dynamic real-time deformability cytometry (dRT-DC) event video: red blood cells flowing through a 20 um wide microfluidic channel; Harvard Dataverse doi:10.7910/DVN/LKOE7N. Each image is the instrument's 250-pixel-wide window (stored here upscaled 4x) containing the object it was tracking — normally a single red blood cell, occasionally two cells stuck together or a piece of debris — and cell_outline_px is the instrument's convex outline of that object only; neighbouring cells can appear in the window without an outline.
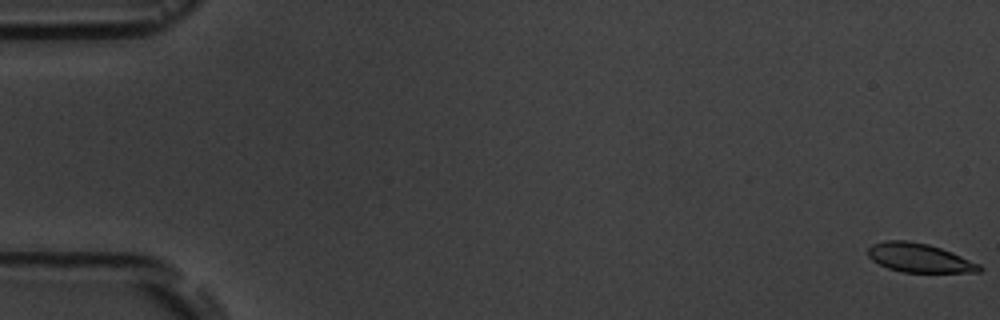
{"species": "common noctule bat (a hibernating species)", "species_latin": "Nyctalus noctula", "temperature_condition": "room temperature", "stored_images_in_passage": 5, "camera_frame_rate_fps": 3000, "um_per_image_px": 0.085, "animal": {"sex": "male", "body_mass_g": 19.5, "forearm_length_mm": 54.6}, "frame": {"image": 1, "passage_image": 1, "time_ms": 0.0, "image_size_px": [1000, 320], "cell_outline_px": [[984, 268], [980, 272], [904, 272], [888, 268], [872, 260], [868, 256], [868, 248], [872, 244], [884, 240], [908, 240], [928, 244], [952, 252], [980, 264]], "centroid_in_image_um": [78.14, 21.91], "position_along_channel_um": 6.9, "area_um2": 18.79}}
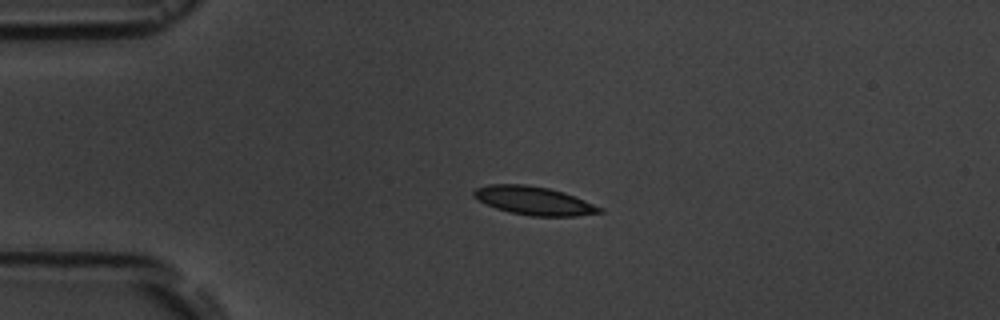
{"frame": {"image": 2, "passage_image": 4, "time_ms": 4.333, "image_size_px": [1000, 320], "cell_outline_px": [[604, 212], [576, 216], [532, 216], [512, 212], [496, 208], [476, 200], [472, 196], [472, 192], [476, 188], [488, 184], [524, 184], [548, 188], [564, 192], [604, 208]], "centroid_in_image_um": [45.37, 17.05], "position_along_channel_um": 39.6, "area_um2": 20.87}}